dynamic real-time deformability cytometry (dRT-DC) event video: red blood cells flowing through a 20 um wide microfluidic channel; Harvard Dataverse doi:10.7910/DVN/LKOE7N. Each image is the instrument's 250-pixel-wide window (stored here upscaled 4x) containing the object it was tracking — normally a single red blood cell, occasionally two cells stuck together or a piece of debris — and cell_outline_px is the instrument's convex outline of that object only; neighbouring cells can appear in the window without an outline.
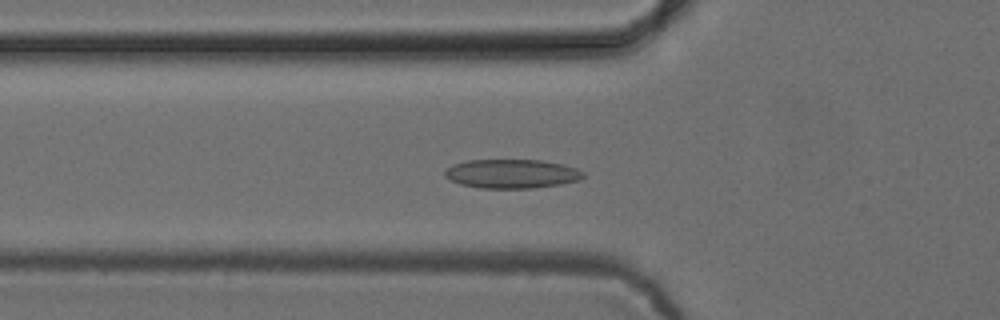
{"species": "common noctule bat (a hibernating species)", "species_latin": "Nyctalus noctula", "temperature_condition": "cold", "stored_images_in_passage": 36, "camera_frame_rate_fps": 3000, "um_per_image_px": 0.085, "animal": {"sex": "female", "body_mass_g": 24.6, "forearm_length_mm": 56.2}, "frame": {"image": 1, "passage_image": 2, "time_ms": 0.333, "image_size_px": [1000, 320], "cell_outline_px": [[584, 176], [580, 180], [560, 184], [532, 188], [480, 188], [460, 184], [444, 176], [444, 172], [452, 164], [468, 160], [540, 160], [564, 164], [576, 168], [584, 172]], "centroid_in_image_um": [43.51, 14.76], "position_along_channel_um": 82.3, "area_um2": 23.41}}
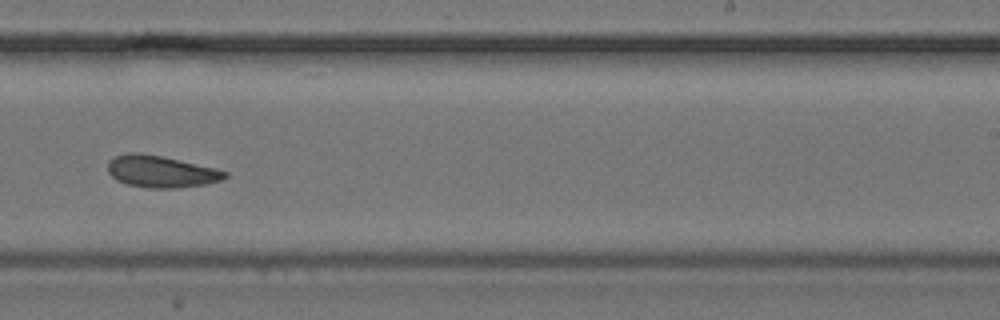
{"frame": {"image": 2, "passage_image": 17, "time_ms": 5.333, "image_size_px": [1000, 320], "cell_outline_px": [[228, 176], [220, 180], [204, 184], [176, 188], [148, 188], [128, 184], [116, 180], [108, 172], [108, 160], [116, 156], [128, 152], [140, 152], [160, 156], [216, 168], [228, 172]], "centroid_in_image_um": [13.66, 14.57], "position_along_channel_um": 275.3, "area_um2": 21.62}}
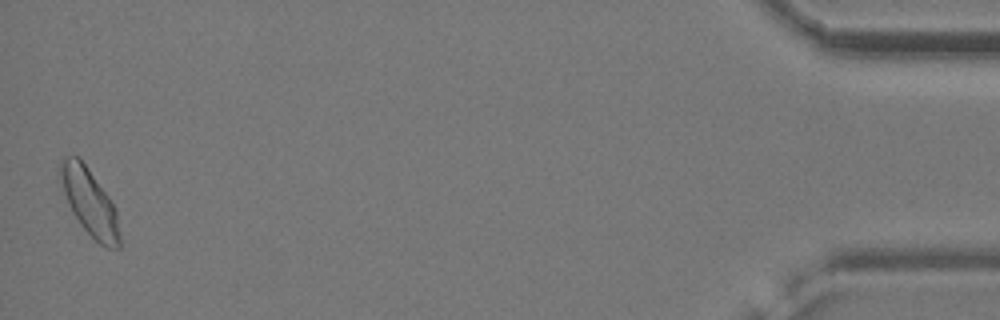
{"frame": {"image": 3, "passage_image": 36, "time_ms": 11.667, "image_size_px": [1000, 320], "cell_outline_px": [[120, 248], [108, 248], [100, 244], [80, 224], [72, 212], [68, 204], [56, 172], [60, 160], [64, 156], [80, 156], [108, 196], [116, 208], [120, 236]], "centroid_in_image_um": [7.57, 17.12], "position_along_channel_um": 427.6, "area_um2": 23.35}, "authors_computed_cell_mechanics": {"area_um2": 21.7906, "velocity_mm_per_s": 3.8456, "shape_relaxation_time_tau1_ms": 7.6935, "shape_relaxation_time_tau2_ms": 6.9437, "deformation_change_tau1": 0.1344, "deformation_change_tau2": 0.1247}}